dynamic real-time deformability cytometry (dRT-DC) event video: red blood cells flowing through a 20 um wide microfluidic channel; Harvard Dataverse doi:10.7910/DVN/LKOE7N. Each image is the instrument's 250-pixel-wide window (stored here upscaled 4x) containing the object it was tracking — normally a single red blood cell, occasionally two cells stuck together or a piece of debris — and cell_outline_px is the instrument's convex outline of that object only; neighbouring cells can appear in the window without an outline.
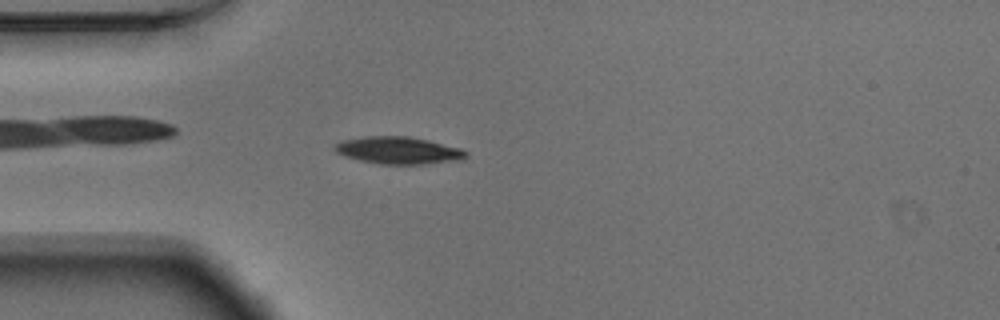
{"species": "Egyptian fruit bat (a non-hibernating species)", "species_latin": "Rousettus aegyptiacus", "temperature_condition": "warm", "stored_images_in_passage": 53, "camera_frame_rate_fps": 3000, "um_per_image_px": 0.085, "animal": {"sex": "male"}, "frame": {"image": 1, "passage_image": 14, "time_ms": 4.333, "image_size_px": [1000, 320], "cell_outline_px": [[468, 156], [464, 160], [424, 164], [380, 164], [360, 160], [344, 156], [336, 152], [332, 148], [332, 144], [344, 140], [364, 136], [408, 136], [428, 140], [460, 148], [468, 152]], "centroid_in_image_um": [33.87, 12.78], "position_along_channel_um": 51.1, "area_um2": 21.04}}
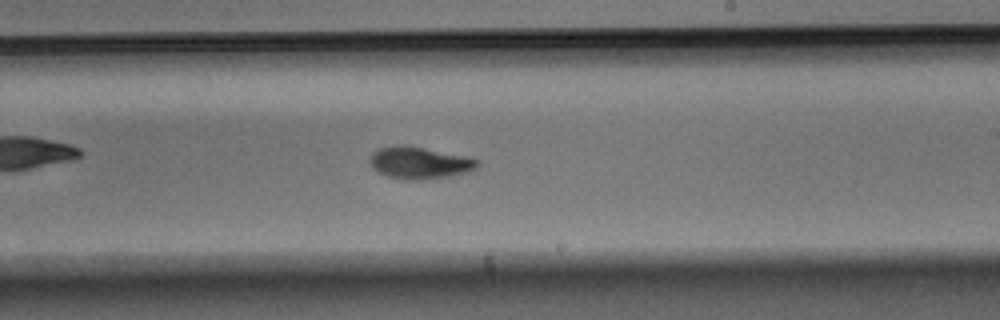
{"frame": {"image": 2, "passage_image": 31, "time_ms": 10.0, "image_size_px": [1000, 320], "cell_outline_px": [[480, 164], [476, 168], [468, 172], [448, 176], [420, 180], [404, 180], [388, 176], [372, 168], [368, 160], [372, 152], [380, 148], [396, 144], [404, 144], [464, 156], [480, 160]], "centroid_in_image_um": [35.63, 13.83], "position_along_channel_um": 253.4, "area_um2": 20.11}}
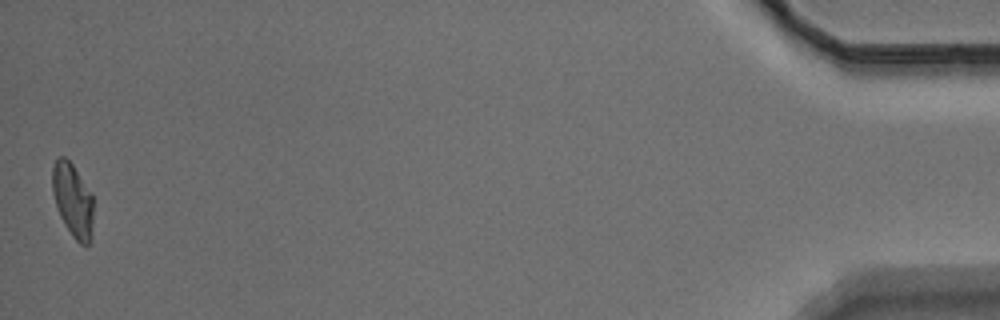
{"frame": {"image": 3, "passage_image": 53, "time_ms": 17.333, "image_size_px": [1000, 320], "cell_outline_px": [[92, 236], [88, 244], [80, 244], [72, 236], [64, 224], [60, 216], [52, 192], [52, 168], [56, 160], [60, 156], [64, 156], [72, 164], [92, 196]], "centroid_in_image_um": [6.17, 17.03], "position_along_channel_um": 429.0, "area_um2": 17.28}, "authors_computed_cell_mechanics": {"area_um2": 19.0162, "velocity_mm_per_s": 3.7023, "shape_relaxation_time_tau1_ms": 3.3437, "shape_relaxation_time_tau2_ms": 3.4195, "deformation_change_tau1": 0.1605, "deformation_change_tau2": 0.0868}}